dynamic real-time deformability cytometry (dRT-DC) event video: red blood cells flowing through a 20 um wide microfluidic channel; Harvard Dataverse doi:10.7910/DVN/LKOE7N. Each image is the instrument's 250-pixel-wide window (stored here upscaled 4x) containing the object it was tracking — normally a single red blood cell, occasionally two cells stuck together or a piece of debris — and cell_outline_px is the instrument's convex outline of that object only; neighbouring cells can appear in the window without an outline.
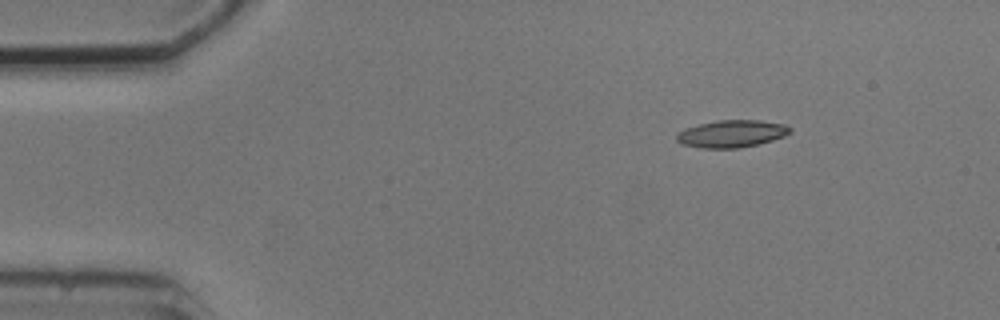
{"species": "common noctule bat (a hibernating species)", "species_latin": "Nyctalus noctula", "temperature_condition": "cold", "stored_images_in_passage": 3, "camera_frame_rate_fps": 3000, "um_per_image_px": 0.085, "animal": {"sex": "male", "body_mass_g": 20.5, "forearm_length_mm": 52.5}, "frame": {"image": 1, "passage_image": 1, "time_ms": 0.0, "image_size_px": [1000, 320], "cell_outline_px": [[792, 132], [784, 136], [772, 140], [740, 148], [700, 148], [680, 144], [676, 140], [676, 136], [684, 128], [716, 120], [760, 120], [784, 124], [792, 128]], "centroid_in_image_um": [62.19, 11.36], "position_along_channel_um": 22.8, "area_um2": 18.09}}